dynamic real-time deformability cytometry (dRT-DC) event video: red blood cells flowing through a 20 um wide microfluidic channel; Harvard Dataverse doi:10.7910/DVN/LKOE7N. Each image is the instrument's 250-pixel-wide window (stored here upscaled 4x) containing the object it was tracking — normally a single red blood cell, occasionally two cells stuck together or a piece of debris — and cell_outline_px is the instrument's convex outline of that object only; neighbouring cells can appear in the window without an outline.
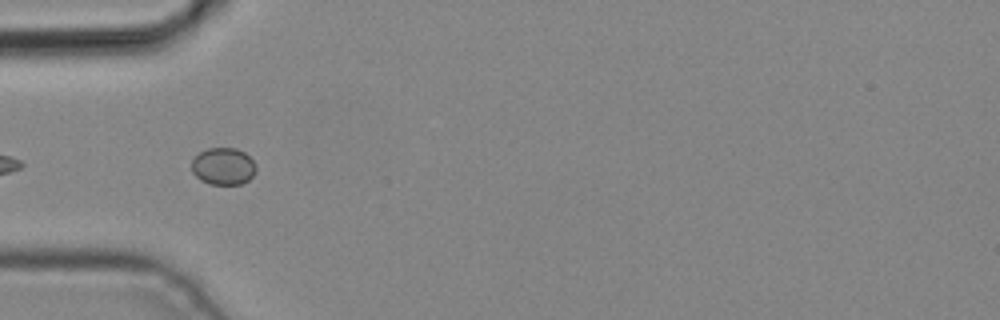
{"species": "common noctule bat (a hibernating species)", "species_latin": "Nyctalus noctula", "temperature_condition": "cold", "stored_images_in_passage": 5, "camera_frame_rate_fps": 3000, "um_per_image_px": 0.085, "animal": {"sex": "male", "body_mass_g": 19.2, "forearm_length_mm": 51.8}, "frame": {"image": 1, "passage_image": 4, "time_ms": 1.0, "image_size_px": [1000, 320], "cell_outline_px": [[256, 172], [248, 180], [240, 184], [208, 184], [200, 180], [192, 172], [192, 160], [200, 152], [208, 148], [236, 148], [244, 152], [252, 160], [256, 168]], "centroid_in_image_um": [18.97, 14.14], "position_along_channel_um": 66.0, "area_um2": 13.87}}
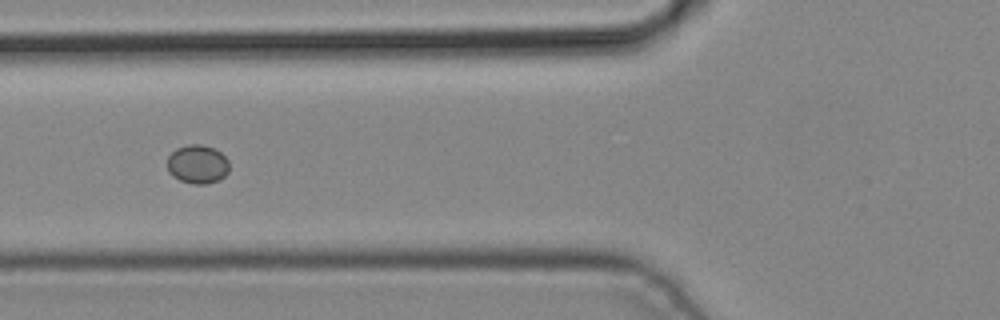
{"frame": {"image": 2, "passage_image": 5, "time_ms": 1.333, "image_size_px": [1000, 320], "cell_outline_px": [[228, 172], [220, 180], [208, 184], [192, 184], [180, 180], [172, 176], [168, 172], [168, 156], [176, 148], [188, 144], [200, 144], [212, 148], [220, 152], [228, 160]], "centroid_in_image_um": [16.78, 13.97], "position_along_channel_um": 109.0, "area_um2": 14.05}}